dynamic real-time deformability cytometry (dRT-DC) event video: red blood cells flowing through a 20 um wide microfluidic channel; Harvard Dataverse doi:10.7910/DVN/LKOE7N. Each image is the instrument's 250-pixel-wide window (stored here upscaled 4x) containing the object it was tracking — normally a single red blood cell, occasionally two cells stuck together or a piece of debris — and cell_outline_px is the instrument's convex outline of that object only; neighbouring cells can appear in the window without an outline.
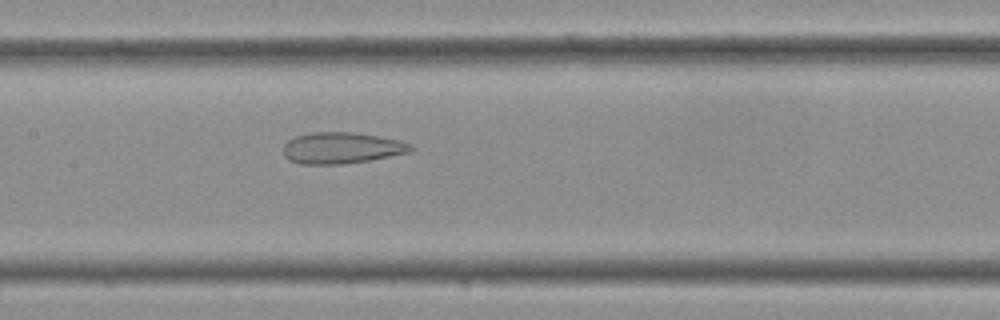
{"species": "Egyptian fruit bat (a non-hibernating species)", "species_latin": "Rousettus aegyptiacus", "temperature_condition": "cold", "stored_images_in_passage": 34, "camera_frame_rate_fps": 3000, "um_per_image_px": 0.085, "frame": {"image": 1, "passage_image": 15, "time_ms": 4.667, "image_size_px": [1000, 320], "cell_outline_px": [[412, 152], [368, 160], [344, 164], [300, 164], [288, 160], [284, 156], [284, 144], [288, 140], [296, 136], [312, 132], [352, 132], [380, 136], [400, 140], [412, 144]], "centroid_in_image_um": [29.04, 12.57], "position_along_channel_um": 178.4, "area_um2": 23.35}}
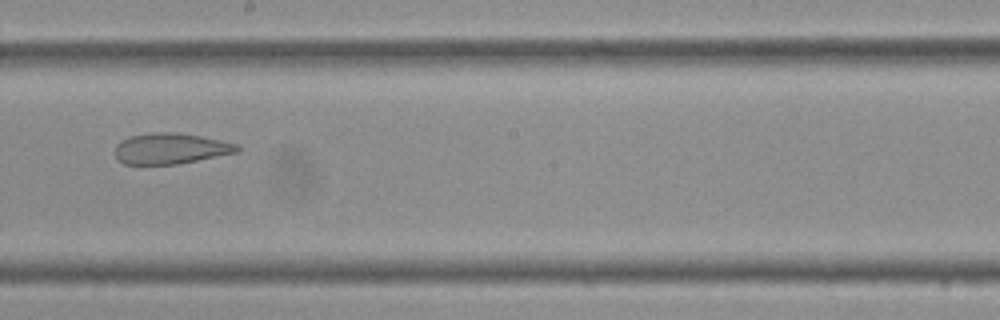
{"frame": {"image": 2, "passage_image": 18, "time_ms": 5.667, "image_size_px": [1000, 320], "cell_outline_px": [[240, 148], [236, 152], [176, 164], [124, 164], [116, 160], [116, 144], [128, 136], [152, 132], [176, 132], [200, 136], [220, 140], [236, 144]], "centroid_in_image_um": [14.43, 12.62], "position_along_channel_um": 233.8, "area_um2": 21.73}}
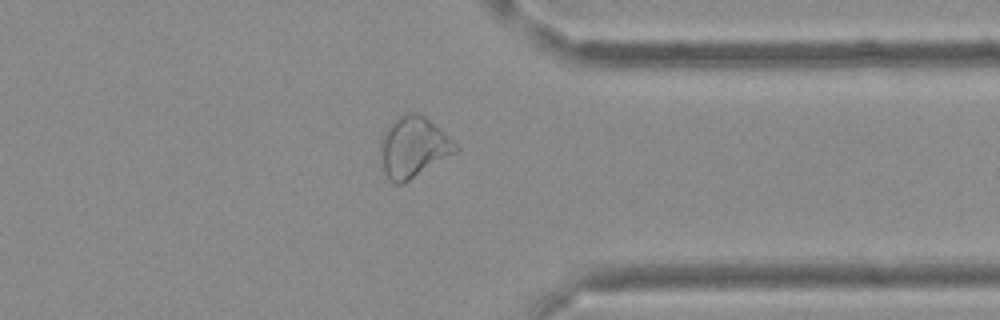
{"frame": {"image": 3, "passage_image": 26, "time_ms": 8.333, "image_size_px": [1000, 320], "cell_outline_px": [[460, 148], [456, 152], [404, 184], [396, 184], [388, 180], [384, 172], [380, 148], [380, 140], [388, 124], [396, 116], [408, 112], [416, 112], [424, 116], [452, 140]], "centroid_in_image_um": [35.09, 12.51], "position_along_channel_um": 376.3, "area_um2": 26.59}}